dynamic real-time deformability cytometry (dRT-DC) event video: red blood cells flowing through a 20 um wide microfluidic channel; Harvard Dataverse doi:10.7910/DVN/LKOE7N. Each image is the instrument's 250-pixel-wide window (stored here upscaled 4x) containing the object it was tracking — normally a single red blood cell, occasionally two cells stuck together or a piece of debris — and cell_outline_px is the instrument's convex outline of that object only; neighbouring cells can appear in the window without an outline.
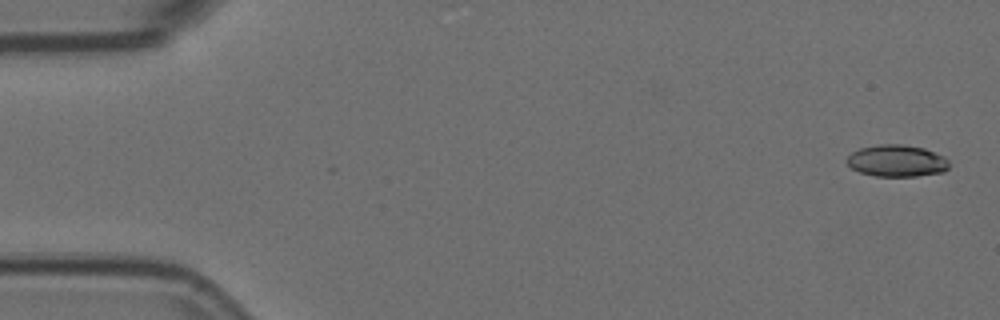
{"species": "Egyptian fruit bat (a non-hibernating species)", "species_latin": "Rousettus aegyptiacus", "temperature_condition": "room temperature", "stored_images_in_passage": 6, "camera_frame_rate_fps": 3000, "um_per_image_px": 0.085, "animal": {"sex": "female"}, "frame": {"image": 1, "passage_image": 1, "time_ms": 0.0, "image_size_px": [1000, 320], "cell_outline_px": [[948, 168], [944, 172], [916, 176], [876, 176], [860, 172], [852, 168], [844, 160], [852, 152], [860, 148], [880, 144], [904, 144], [924, 148], [944, 156], [948, 160]], "centroid_in_image_um": [76.22, 13.66], "position_along_channel_um": 8.8, "area_um2": 19.02}}
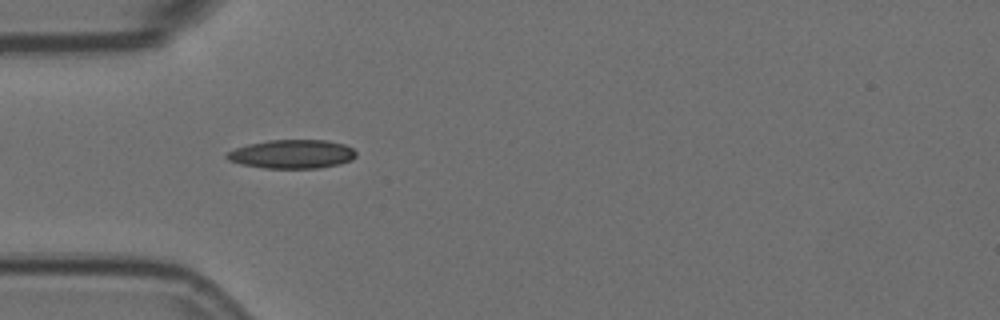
{"frame": {"image": 2, "passage_image": 5, "time_ms": 1.333, "image_size_px": [1000, 320], "cell_outline_px": [[356, 156], [352, 160], [340, 164], [316, 168], [264, 168], [240, 164], [228, 160], [224, 156], [224, 152], [248, 144], [268, 140], [328, 140], [344, 144], [352, 148], [356, 152]], "centroid_in_image_um": [24.8, 13.09], "position_along_channel_um": 60.2, "area_um2": 21.85}}
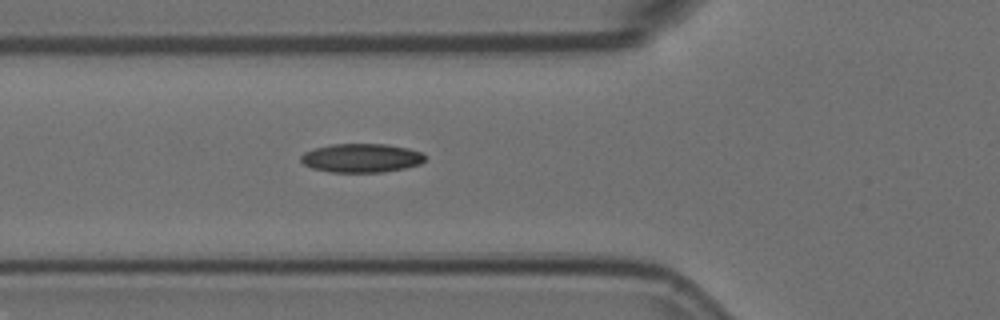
{"frame": {"image": 3, "passage_image": 6, "time_ms": 1.667, "image_size_px": [1000, 320], "cell_outline_px": [[428, 156], [420, 164], [404, 168], [380, 172], [328, 172], [312, 168], [304, 164], [300, 160], [300, 156], [304, 152], [312, 148], [332, 144], [388, 144], [408, 148], [420, 152]], "centroid_in_image_um": [30.7, 13.42], "position_along_channel_um": 95.1, "area_um2": 20.98}}